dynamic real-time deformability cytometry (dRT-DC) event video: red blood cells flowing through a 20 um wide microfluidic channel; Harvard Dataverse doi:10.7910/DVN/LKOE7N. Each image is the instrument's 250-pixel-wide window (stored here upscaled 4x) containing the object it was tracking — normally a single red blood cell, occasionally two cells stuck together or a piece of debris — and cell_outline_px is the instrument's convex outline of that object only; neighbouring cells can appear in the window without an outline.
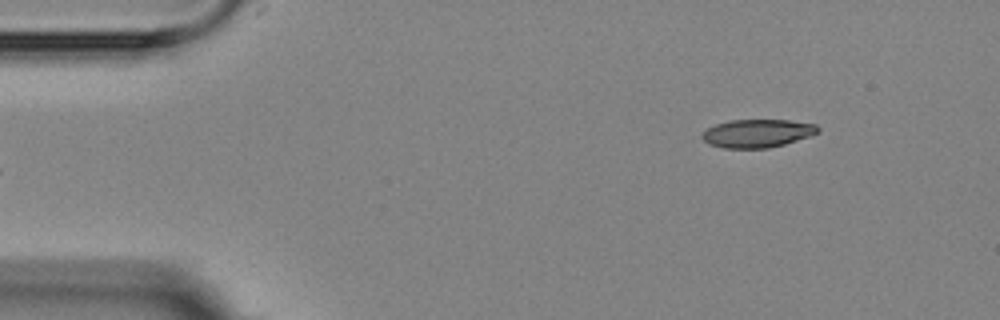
{"species": "Egyptian fruit bat (a non-hibernating species)", "species_latin": "Rousettus aegyptiacus", "temperature_condition": "room temperature", "stored_images_in_passage": 5, "segment_of_instrument_passage": [2, 2], "camera_frame_rate_fps": 3000, "um_per_image_px": 0.085, "animal": {"sex": "female"}, "frame": {"image": 1, "passage_image": 5, "time_ms": 4.667, "image_size_px": [1000, 320], "cell_outline_px": [[820, 132], [812, 136], [784, 144], [768, 148], [724, 148], [708, 144], [700, 136], [708, 128], [716, 124], [728, 120], [788, 120], [816, 124], [820, 128]], "centroid_in_image_um": [64.4, 11.33], "position_along_channel_um": 20.6, "area_um2": 19.13}}